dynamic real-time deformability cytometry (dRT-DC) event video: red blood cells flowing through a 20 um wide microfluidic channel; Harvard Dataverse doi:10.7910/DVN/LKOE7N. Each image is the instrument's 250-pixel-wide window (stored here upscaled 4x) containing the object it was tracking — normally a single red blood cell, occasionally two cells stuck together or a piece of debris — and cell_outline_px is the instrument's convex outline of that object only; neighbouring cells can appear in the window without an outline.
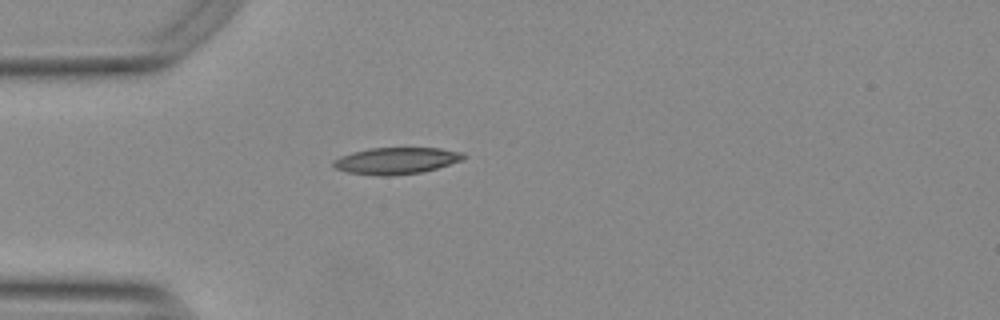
{"species": "Egyptian fruit bat (a non-hibernating species)", "species_latin": "Rousettus aegyptiacus", "temperature_condition": "warm", "stored_images_in_passage": 32, "camera_frame_rate_fps": 3000, "um_per_image_px": 0.085, "animal": {"sex": "female"}, "frame": {"image": 1, "passage_image": 1, "time_ms": 0.0, "image_size_px": [1000, 320], "cell_outline_px": [[464, 156], [460, 160], [436, 168], [420, 172], [388, 176], [380, 176], [348, 172], [336, 168], [332, 164], [340, 156], [352, 152], [368, 148], [440, 148], [464, 152]], "centroid_in_image_um": [33.66, 13.65], "position_along_channel_um": 51.3, "area_um2": 19.88}}
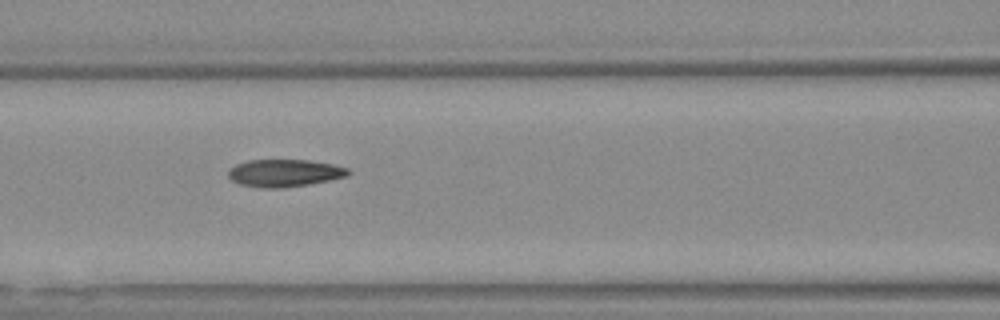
{"frame": {"image": 2, "passage_image": 9, "time_ms": 2.667, "image_size_px": [1000, 320], "cell_outline_px": [[352, 172], [348, 176], [308, 184], [280, 188], [264, 188], [240, 184], [232, 180], [228, 176], [228, 168], [236, 164], [248, 160], [308, 160], [332, 164], [348, 168]], "centroid_in_image_um": [24.17, 14.7], "position_along_channel_um": 142.4, "area_um2": 19.13}}
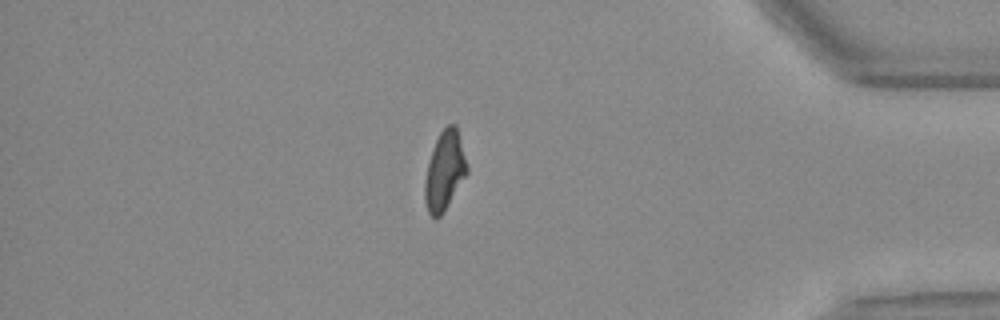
{"frame": {"image": 3, "passage_image": 32, "time_ms": 10.333, "image_size_px": [1000, 320], "cell_outline_px": [[468, 172], [440, 216], [436, 220], [428, 212], [424, 200], [424, 184], [428, 164], [436, 140], [440, 132], [448, 124], [456, 124], [468, 168]], "centroid_in_image_um": [37.78, 14.52], "position_along_channel_um": 397.4, "area_um2": 19.02}, "authors_computed_cell_mechanics": {"area_um2": 19.1318, "velocity_mm_per_s": 3.779, "shape_relaxation_time_tau1_ms": 9.9513, "shape_relaxation_time_tau2_ms": 2.5528, "deformation_change_tau1": 0.2412, "deformation_change_tau2": 0.1031}}